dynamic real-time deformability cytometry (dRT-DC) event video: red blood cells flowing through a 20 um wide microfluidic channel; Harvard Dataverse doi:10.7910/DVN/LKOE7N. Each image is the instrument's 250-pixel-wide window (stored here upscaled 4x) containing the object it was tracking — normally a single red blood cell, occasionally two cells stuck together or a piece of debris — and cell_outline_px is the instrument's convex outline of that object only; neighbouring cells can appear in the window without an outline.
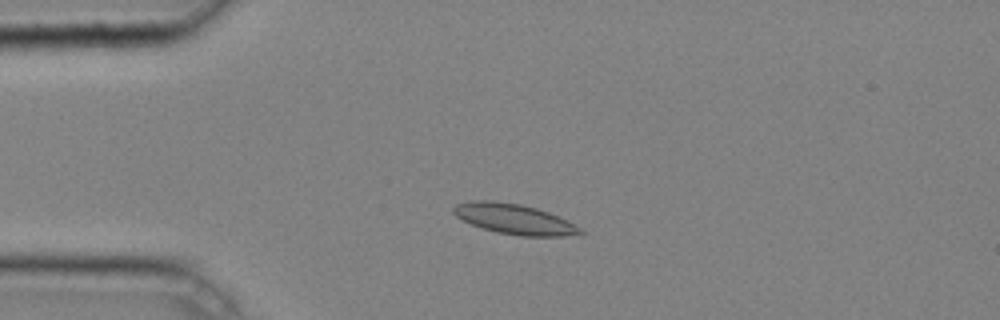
{"species": "common noctule bat (a hibernating species)", "species_latin": "Nyctalus noctula", "temperature_condition": "cold", "stored_images_in_passage": 44, "camera_frame_rate_fps": 3000, "um_per_image_px": 0.085, "animal": {"sex": "male", "body_mass_g": 20.4}, "frame": {"image": 1, "passage_image": 10, "time_ms": 3.0, "image_size_px": [1000, 320], "cell_outline_px": [[584, 236], [520, 236], [496, 232], [472, 224], [456, 216], [452, 212], [452, 208], [456, 204], [472, 200], [492, 200], [520, 204], [536, 208], [548, 212], [580, 228], [584, 232]], "centroid_in_image_um": [43.71, 18.62], "position_along_channel_um": 41.3, "area_um2": 22.25}}
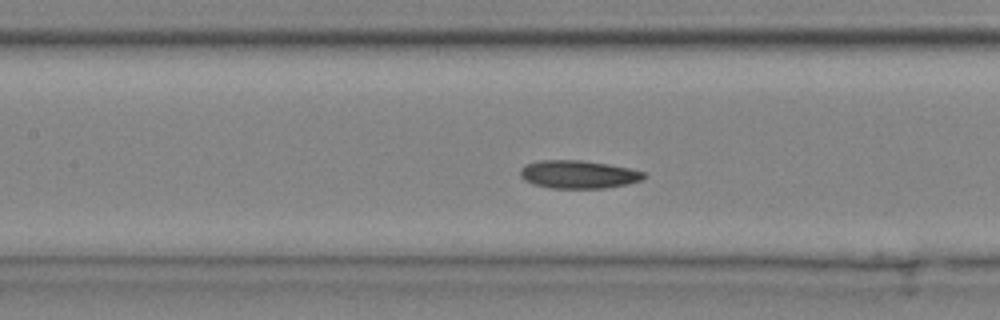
{"frame": {"image": 2, "passage_image": 20, "time_ms": 6.333, "image_size_px": [1000, 320], "cell_outline_px": [[648, 176], [640, 180], [628, 184], [604, 188], [552, 188], [532, 184], [524, 180], [520, 176], [520, 168], [528, 164], [540, 160], [580, 160], [608, 164], [632, 168], [644, 172]], "centroid_in_image_um": [49.18, 14.82], "position_along_channel_um": 158.2, "area_um2": 20.29}}
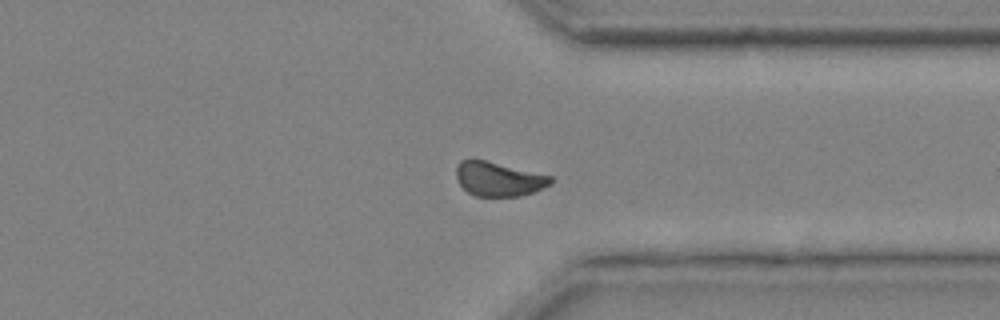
{"frame": {"image": 3, "passage_image": 35, "time_ms": 11.333, "image_size_px": [1000, 320], "cell_outline_px": [[552, 184], [544, 188], [520, 196], [476, 196], [468, 192], [460, 184], [456, 176], [456, 164], [460, 160], [472, 156], [552, 176]], "centroid_in_image_um": [42.35, 15.17], "position_along_channel_um": 369.1, "area_um2": 19.31}, "authors_computed_cell_mechanics": {"area_um2": 20.0566, "velocity_mm_per_s": 4.2234, "shape_relaxation_time_tau1_ms": 9.0675, "shape_relaxation_time_tau2_ms": 4.5752, "deformation_change_tau1": 0.1687, "deformation_change_tau2": 0.086}}